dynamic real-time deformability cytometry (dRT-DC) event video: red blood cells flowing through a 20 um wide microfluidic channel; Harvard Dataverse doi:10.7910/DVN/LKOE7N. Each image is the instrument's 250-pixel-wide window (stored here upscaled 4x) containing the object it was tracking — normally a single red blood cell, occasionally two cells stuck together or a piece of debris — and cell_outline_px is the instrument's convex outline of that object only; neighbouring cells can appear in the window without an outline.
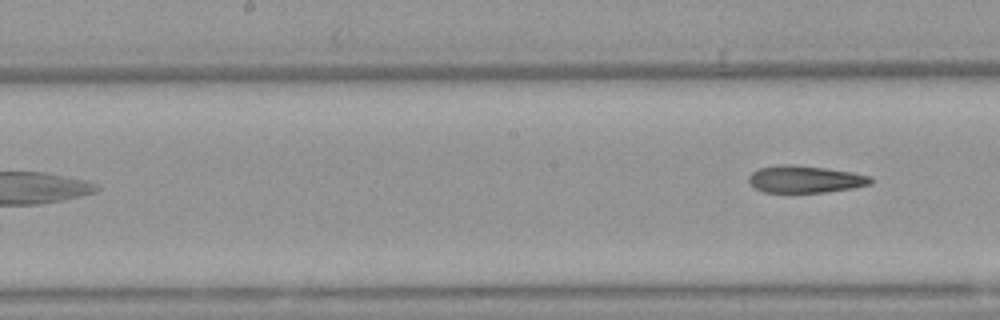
{"species": "Egyptian fruit bat (a non-hibernating species)", "species_latin": "Rousettus aegyptiacus", "temperature_condition": "warm", "stored_images_in_passage": 5, "segment_of_instrument_passage": [2, 2], "camera_frame_rate_fps": 3000, "um_per_image_px": 0.085, "animal": {"sex": "female"}, "frame": {"image": 1, "passage_image": 5, "time_ms": 1.333, "image_size_px": [1000, 320], "cell_outline_px": [[872, 184], [852, 188], [828, 192], [764, 192], [756, 188], [748, 180], [748, 176], [752, 172], [760, 168], [780, 164], [792, 164], [828, 168], [852, 172], [872, 176]], "centroid_in_image_um": [68.46, 15.22], "position_along_channel_um": 179.7, "area_um2": 19.36}}